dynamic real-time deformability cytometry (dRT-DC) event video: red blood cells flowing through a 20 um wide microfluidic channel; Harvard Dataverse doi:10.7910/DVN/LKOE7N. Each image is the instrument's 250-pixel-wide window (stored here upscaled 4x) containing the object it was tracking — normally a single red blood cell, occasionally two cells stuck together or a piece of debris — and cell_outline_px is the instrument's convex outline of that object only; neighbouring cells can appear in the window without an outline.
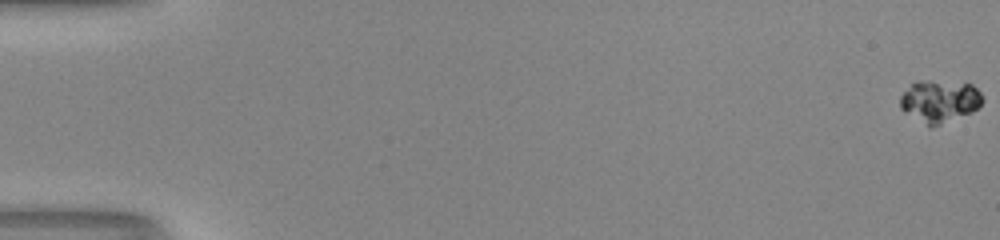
{"species": "human", "species_latin": "Homo sapiens", "temperature_condition": "room temperature", "stored_images_in_passage": 17, "camera_frame_rate_fps": 3000, "um_per_image_px": 0.085, "donor": {"sex": "male"}, "frame": {"image": 1, "passage_image": 1, "time_ms": 0.0, "image_size_px": [1000, 240], "cell_outline_px": [[984, 100], [972, 112], [940, 124], [928, 128], [904, 112], [900, 108], [900, 96], [916, 80], [928, 80], [972, 84], [980, 92]], "centroid_in_image_um": [79.83, 8.6], "position_along_channel_um": 5.2, "area_um2": 20.35}}
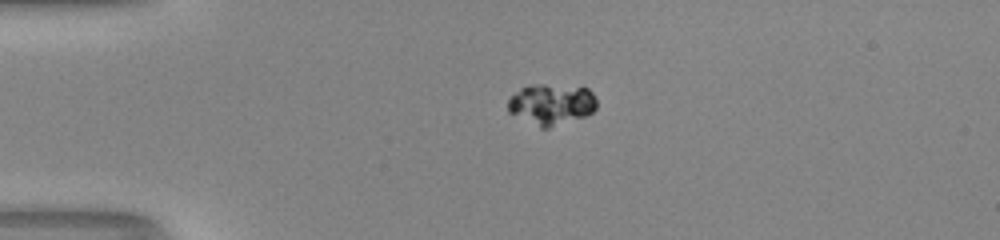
{"frame": {"image": 2, "passage_image": 15, "time_ms": 4.667, "image_size_px": [1000, 240], "cell_outline_px": [[596, 108], [592, 112], [584, 116], [548, 128], [540, 128], [508, 112], [508, 100], [520, 88], [528, 84], [544, 84], [588, 88], [592, 92], [596, 100]], "centroid_in_image_um": [46.85, 8.85], "position_along_channel_um": 38.2, "area_um2": 21.1}}